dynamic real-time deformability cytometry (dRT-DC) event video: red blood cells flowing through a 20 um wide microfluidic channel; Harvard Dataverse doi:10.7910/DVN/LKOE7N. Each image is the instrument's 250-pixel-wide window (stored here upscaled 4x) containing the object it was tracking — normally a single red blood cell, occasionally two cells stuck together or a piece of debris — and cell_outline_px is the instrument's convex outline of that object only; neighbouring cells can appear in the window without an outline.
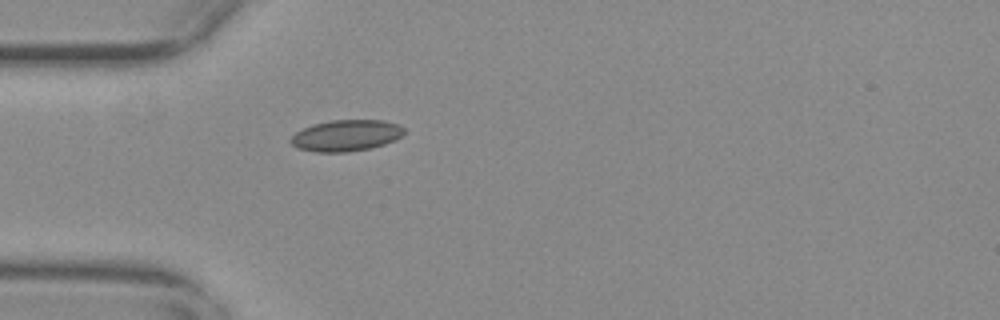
{"species": "common noctule bat (a hibernating species)", "species_latin": "Nyctalus noctula", "temperature_condition": "warm", "stored_images_in_passage": 40, "camera_frame_rate_fps": 3000, "um_per_image_px": 0.085, "animal": {"sex": "female", "body_mass_g": 29.2, "forearm_length_mm": 56.3}, "frame": {"image": 1, "passage_image": 1, "time_ms": 0.0, "image_size_px": [1000, 320], "cell_outline_px": [[404, 132], [400, 136], [384, 144], [368, 148], [344, 152], [316, 152], [296, 148], [288, 140], [296, 132], [312, 124], [332, 120], [384, 120], [396, 124], [404, 128]], "centroid_in_image_um": [29.36, 11.51], "position_along_channel_um": 55.6, "area_um2": 20.46}}
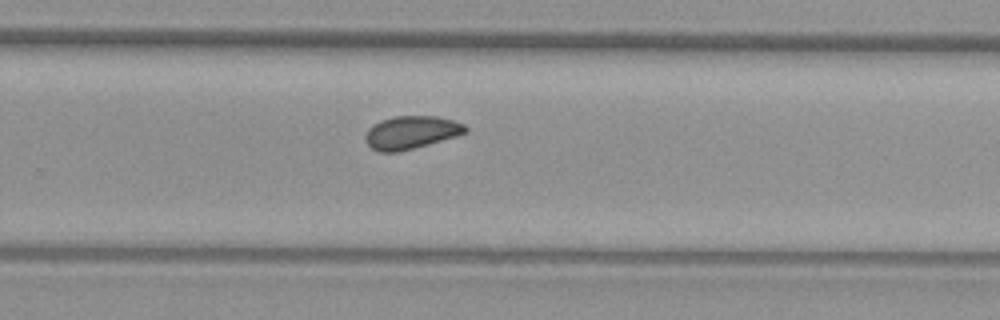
{"frame": {"image": 2, "passage_image": 21, "time_ms": 6.667, "image_size_px": [1000, 320], "cell_outline_px": [[468, 132], [456, 136], [428, 144], [396, 152], [380, 152], [372, 148], [364, 140], [364, 136], [368, 128], [372, 124], [380, 120], [396, 116], [436, 116], [452, 120], [464, 124], [468, 128]], "centroid_in_image_um": [34.92, 11.25], "position_along_channel_um": 294.9, "area_um2": 19.19}}
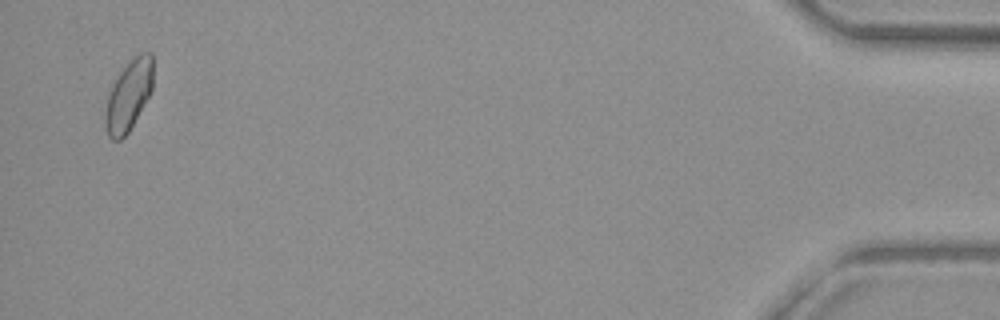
{"frame": {"image": 3, "passage_image": 39, "time_ms": 12.667, "image_size_px": [1000, 320], "cell_outline_px": [[152, 92], [128, 132], [120, 140], [112, 140], [108, 136], [104, 124], [104, 112], [108, 96], [112, 84], [120, 72], [140, 52], [152, 52]], "centroid_in_image_um": [10.92, 8.15], "position_along_channel_um": 424.3, "area_um2": 19.54}, "authors_computed_cell_mechanics": {"area_um2": 19.1896, "velocity_mm_per_s": 3.6725, "shape_relaxation_time_tau1_ms": 5.3728, "shape_relaxation_time_tau2_ms": 2.1442, "deformation_change_tau1": 0.0774, "deformation_change_tau2": 0.0621}}